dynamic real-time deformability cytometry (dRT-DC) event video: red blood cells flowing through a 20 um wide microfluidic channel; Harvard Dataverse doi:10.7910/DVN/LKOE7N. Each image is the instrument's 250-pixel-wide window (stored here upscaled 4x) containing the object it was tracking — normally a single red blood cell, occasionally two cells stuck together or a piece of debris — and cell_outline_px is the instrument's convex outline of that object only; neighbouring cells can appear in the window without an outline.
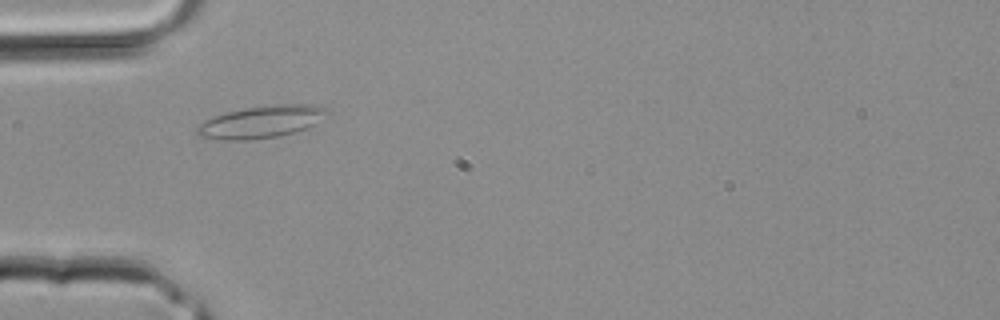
{"species": "common noctule bat (a hibernating species)", "species_latin": "Nyctalus noctula", "temperature_condition": "room temperature", "stored_images_in_passage": 1, "camera_frame_rate_fps": 3000, "um_per_image_px": 0.085, "animal": {"sex": "male", "body_mass_g": 20.4}, "frame": {"image": 1, "passage_image": 1, "time_ms": 0.0, "image_size_px": [1000, 320], "cell_outline_px": [[332, 112], [316, 124], [308, 128], [276, 136], [248, 140], [224, 140], [200, 136], [196, 132], [196, 128], [204, 120], [212, 116], [224, 112], [248, 108], [280, 104], [308, 104], [328, 108]], "centroid_in_image_um": [22.25, 10.35], "position_along_channel_um": 62.8, "area_um2": 24.45}}